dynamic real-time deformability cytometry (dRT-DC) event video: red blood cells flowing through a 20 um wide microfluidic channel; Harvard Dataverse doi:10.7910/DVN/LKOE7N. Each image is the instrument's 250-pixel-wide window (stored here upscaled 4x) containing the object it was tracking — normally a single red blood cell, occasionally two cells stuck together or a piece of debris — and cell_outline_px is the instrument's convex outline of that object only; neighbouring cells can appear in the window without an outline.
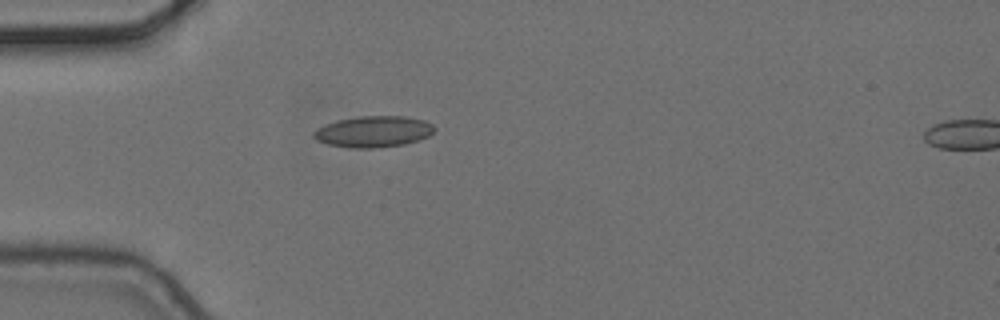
{"species": "common noctule bat (a hibernating species)", "species_latin": "Nyctalus noctula", "temperature_condition": "cold", "stored_images_in_passage": 2, "camera_frame_rate_fps": 3000, "um_per_image_px": 0.085, "animal": {"sex": "female", "body_mass_g": 24.6, "forearm_length_mm": 56.2}, "frame": {"image": 1, "passage_image": 1, "time_ms": 0.0, "image_size_px": [1000, 320], "cell_outline_px": [[436, 128], [428, 136], [420, 140], [404, 144], [376, 148], [352, 148], [328, 144], [316, 140], [312, 136], [312, 132], [316, 128], [324, 124], [336, 120], [360, 116], [404, 116], [424, 120], [432, 124]], "centroid_in_image_um": [31.71, 11.18], "position_along_channel_um": 53.3, "area_um2": 22.14}}